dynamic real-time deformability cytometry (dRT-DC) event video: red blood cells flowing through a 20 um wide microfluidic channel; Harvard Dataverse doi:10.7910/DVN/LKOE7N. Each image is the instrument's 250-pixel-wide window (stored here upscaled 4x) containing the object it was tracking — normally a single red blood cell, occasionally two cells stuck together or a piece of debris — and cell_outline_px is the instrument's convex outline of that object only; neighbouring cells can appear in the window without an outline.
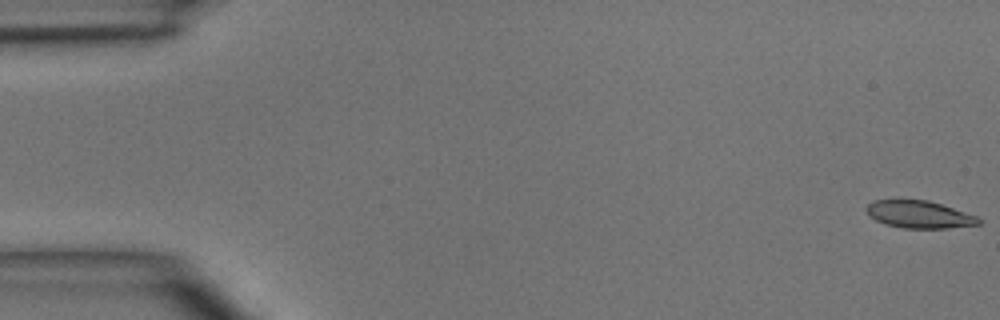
{"species": "common noctule bat (a hibernating species)", "species_latin": "Nyctalus noctula", "temperature_condition": "room temperature", "stored_images_in_passage": 6, "segment_of_instrument_passage": [1, 2], "camera_frame_rate_fps": 3000, "um_per_image_px": 0.085, "animal": {"sex": "male", "body_mass_g": 15.6}, "frame": {"image": 1, "passage_image": 1, "time_ms": 0.0, "image_size_px": [1000, 320], "cell_outline_px": [[984, 220], [980, 224], [948, 228], [904, 228], [884, 224], [868, 216], [864, 208], [872, 200], [928, 200], [976, 216]], "centroid_in_image_um": [78.09, 18.23], "position_along_channel_um": 6.9, "area_um2": 17.92}}
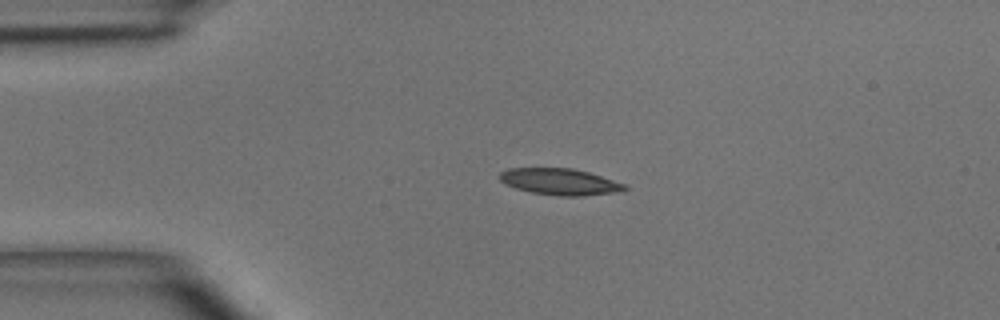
{"frame": {"image": 2, "passage_image": 4, "time_ms": 3.333, "image_size_px": [1000, 320], "cell_outline_px": [[628, 188], [616, 192], [584, 196], [560, 196], [532, 192], [516, 188], [504, 184], [500, 180], [500, 172], [508, 168], [572, 168], [588, 172], [628, 184]], "centroid_in_image_um": [47.61, 15.44], "position_along_channel_um": 37.4, "area_um2": 19.31}}